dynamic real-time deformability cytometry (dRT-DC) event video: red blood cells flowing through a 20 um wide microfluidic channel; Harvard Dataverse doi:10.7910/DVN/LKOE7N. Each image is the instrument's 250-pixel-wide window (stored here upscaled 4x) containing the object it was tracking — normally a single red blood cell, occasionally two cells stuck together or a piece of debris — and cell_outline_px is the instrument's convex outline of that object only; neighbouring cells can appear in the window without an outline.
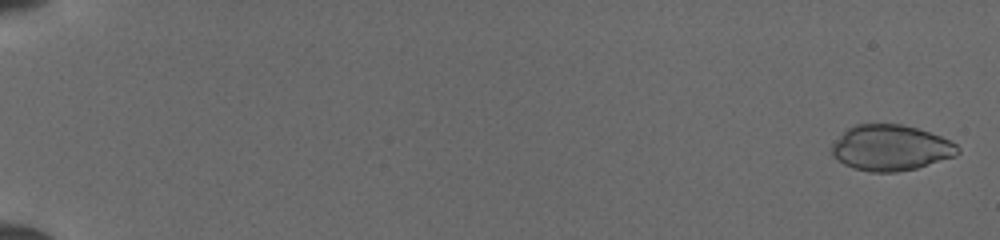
{"species": "common noctule bat (a hibernating species)", "species_latin": "Nyctalus noctula", "temperature_condition": "cold", "stored_images_in_passage": 51, "camera_frame_rate_fps": 3000, "um_per_image_px": 0.085, "animal": {"sex": "female", "body_mass_g": 19.5, "forearm_length_mm": 54.1}, "frame": {"image": 1, "passage_image": 2, "time_ms": 0.333, "image_size_px": [1000, 240], "cell_outline_px": [[960, 152], [956, 156], [916, 168], [896, 172], [868, 172], [852, 168], [836, 160], [832, 156], [832, 144], [848, 128], [856, 124], [900, 124], [916, 128], [940, 136], [956, 144], [960, 148]], "centroid_in_image_um": [75.7, 12.58], "position_along_channel_um": 9.3, "area_um2": 33.52}}